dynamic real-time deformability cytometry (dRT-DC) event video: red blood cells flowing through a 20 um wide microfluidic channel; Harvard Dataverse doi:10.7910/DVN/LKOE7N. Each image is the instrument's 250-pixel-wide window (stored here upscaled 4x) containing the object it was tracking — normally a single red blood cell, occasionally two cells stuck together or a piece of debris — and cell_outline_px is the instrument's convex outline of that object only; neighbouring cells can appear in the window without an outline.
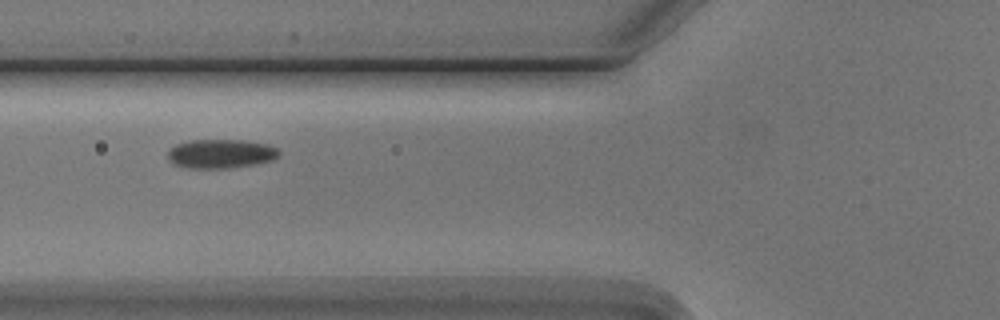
{"species": "Egyptian fruit bat (a non-hibernating species)", "species_latin": "Rousettus aegyptiacus", "temperature_condition": "cold", "stored_images_in_passage": 7, "camera_frame_rate_fps": 3000, "um_per_image_px": 0.085, "animal": {"sex": "male"}, "frame": {"image": 1, "passage_image": 2, "time_ms": 1.0, "image_size_px": [1000, 320], "cell_outline_px": [[280, 152], [272, 160], [256, 164], [228, 168], [188, 168], [172, 164], [168, 160], [168, 148], [176, 144], [192, 140], [244, 140], [268, 144], [276, 148]], "centroid_in_image_um": [18.72, 13.07], "position_along_channel_um": 107.1, "area_um2": 18.9}}
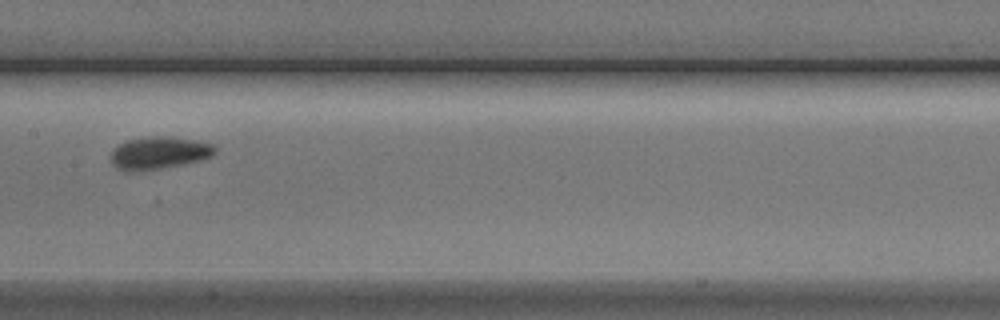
{"frame": {"image": 2, "passage_image": 4, "time_ms": 3.333, "image_size_px": [1000, 320], "cell_outline_px": [[216, 152], [212, 156], [200, 160], [184, 164], [160, 168], [132, 172], [128, 172], [116, 168], [112, 164], [112, 148], [128, 140], [148, 136], [172, 136], [200, 140], [212, 144], [216, 148]], "centroid_in_image_um": [13.53, 12.98], "position_along_channel_um": 193.9, "area_um2": 19.94}}
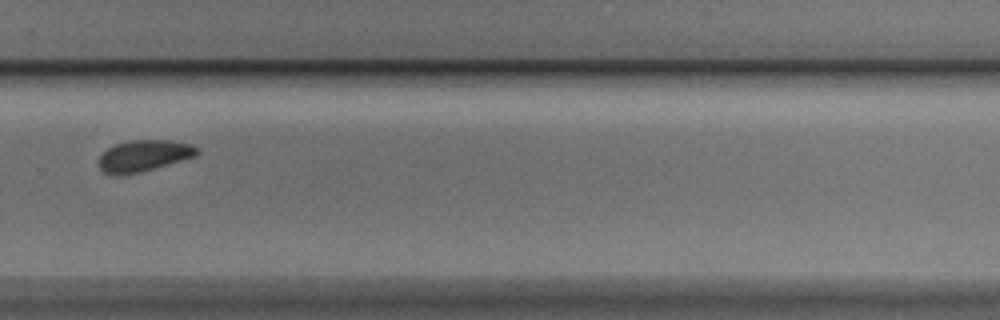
{"frame": {"image": 3, "passage_image": 7, "time_ms": 6.667, "image_size_px": [1000, 320], "cell_outline_px": [[200, 152], [196, 156], [140, 172], [116, 176], [104, 172], [100, 168], [100, 156], [108, 148], [116, 144], [128, 140], [168, 140], [192, 144], [200, 148]], "centroid_in_image_um": [12.26, 13.23], "position_along_channel_um": 317.5, "area_um2": 17.92}}